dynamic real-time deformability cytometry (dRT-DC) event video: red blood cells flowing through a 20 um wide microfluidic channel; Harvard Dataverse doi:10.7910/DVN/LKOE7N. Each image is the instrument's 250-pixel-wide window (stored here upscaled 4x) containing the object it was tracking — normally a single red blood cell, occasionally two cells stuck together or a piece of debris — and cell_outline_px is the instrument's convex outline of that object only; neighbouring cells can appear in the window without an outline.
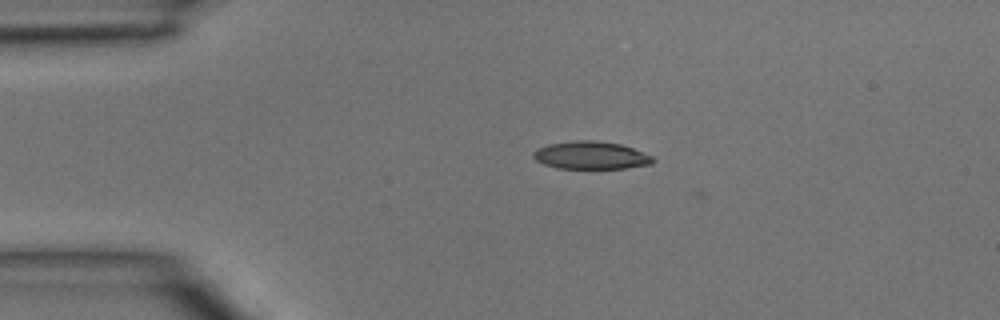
{"species": "common noctule bat (a hibernating species)", "species_latin": "Nyctalus noctula", "temperature_condition": "room temperature", "stored_images_in_passage": 37, "camera_frame_rate_fps": 3000, "um_per_image_px": 0.085, "animal": {"sex": "male", "body_mass_g": 15.6}, "frame": {"image": 1, "passage_image": 1, "time_ms": 0.0, "image_size_px": [1000, 320], "cell_outline_px": [[656, 160], [652, 164], [628, 168], [556, 168], [544, 164], [536, 160], [532, 156], [532, 152], [548, 144], [576, 140], [596, 140], [620, 144], [632, 148], [652, 156]], "centroid_in_image_um": [50.24, 13.2], "position_along_channel_um": 34.8, "area_um2": 19.31}}
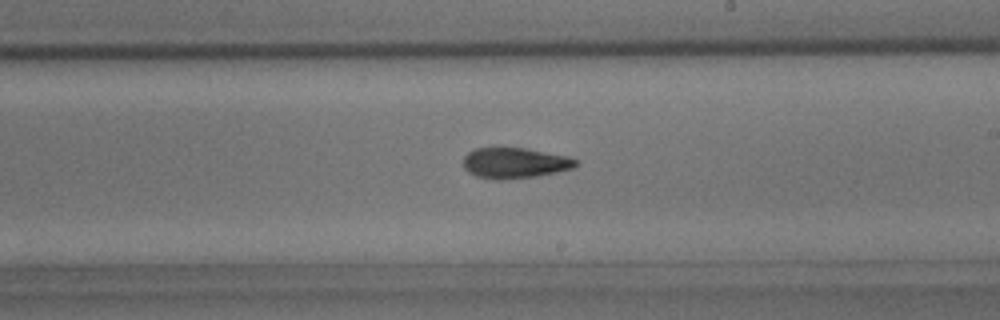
{"frame": {"image": 2, "passage_image": 18, "time_ms": 5.667, "image_size_px": [1000, 320], "cell_outline_px": [[580, 164], [572, 168], [556, 172], [536, 176], [500, 180], [496, 180], [476, 176], [468, 172], [464, 168], [464, 156], [468, 152], [476, 148], [524, 148], [564, 156], [576, 160]], "centroid_in_image_um": [43.71, 13.86], "position_along_channel_um": 245.3, "area_um2": 19.83}}
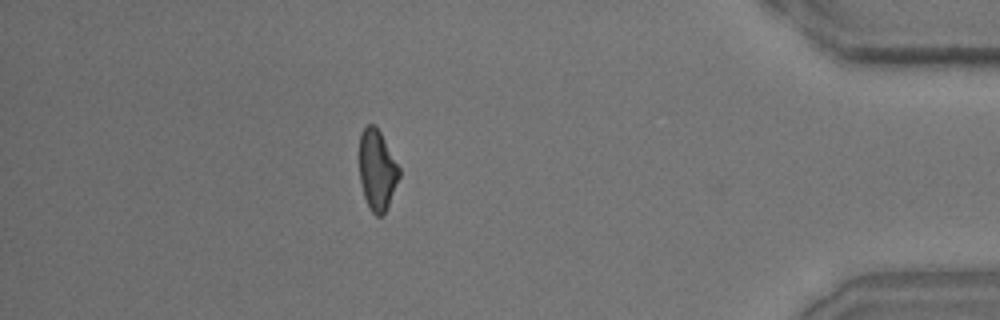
{"frame": {"image": 3, "passage_image": 32, "time_ms": 10.333, "image_size_px": [1000, 320], "cell_outline_px": [[400, 176], [388, 204], [384, 212], [380, 216], [376, 216], [372, 212], [364, 196], [360, 180], [360, 132], [368, 124], [372, 124], [380, 132], [400, 168]], "centroid_in_image_um": [32.05, 14.44], "position_along_channel_um": 403.1, "area_um2": 18.26}}